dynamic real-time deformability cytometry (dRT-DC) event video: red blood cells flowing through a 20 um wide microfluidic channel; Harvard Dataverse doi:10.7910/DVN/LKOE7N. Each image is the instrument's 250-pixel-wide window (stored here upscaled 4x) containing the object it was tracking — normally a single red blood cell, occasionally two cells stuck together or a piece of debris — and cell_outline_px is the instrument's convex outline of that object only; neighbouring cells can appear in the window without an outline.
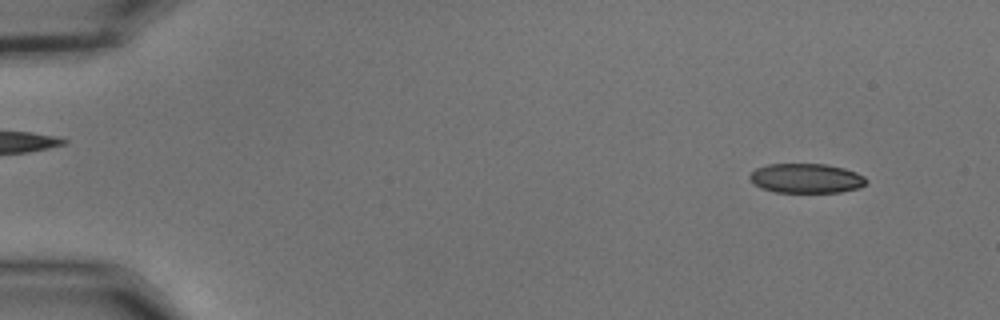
{"species": "common noctule bat (a hibernating species)", "species_latin": "Nyctalus noctula", "temperature_condition": "cold", "stored_images_in_passage": 55, "camera_frame_rate_fps": 3000, "um_per_image_px": 0.085, "animal": {"sex": "male", "body_mass_g": 15.6}, "frame": {"image": 1, "passage_image": 5, "time_ms": 1.333, "image_size_px": [1000, 320], "cell_outline_px": [[868, 180], [860, 188], [840, 192], [776, 192], [760, 188], [748, 176], [756, 168], [768, 164], [824, 164], [844, 168], [856, 172], [864, 176]], "centroid_in_image_um": [68.55, 15.15], "position_along_channel_um": 16.5, "area_um2": 20.0}}
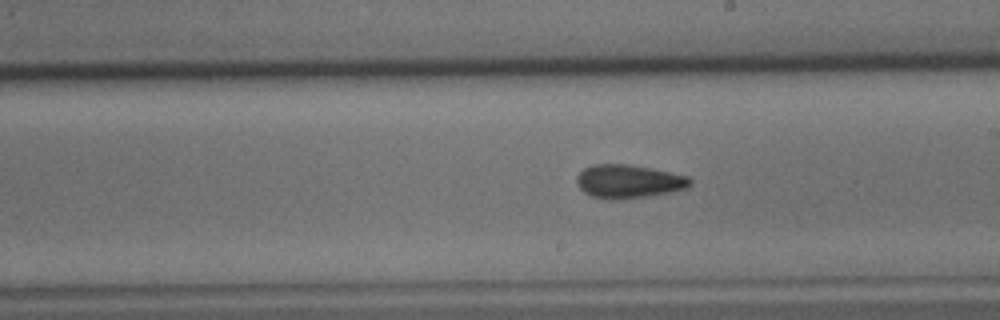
{"frame": {"image": 2, "passage_image": 32, "time_ms": 10.333, "image_size_px": [1000, 320], "cell_outline_px": [[692, 184], [688, 188], [668, 192], [644, 196], [592, 196], [584, 192], [580, 188], [576, 180], [576, 176], [584, 168], [592, 164], [628, 164], [652, 168], [688, 176], [692, 180]], "centroid_in_image_um": [53.46, 15.35], "position_along_channel_um": 235.5, "area_um2": 21.27}}
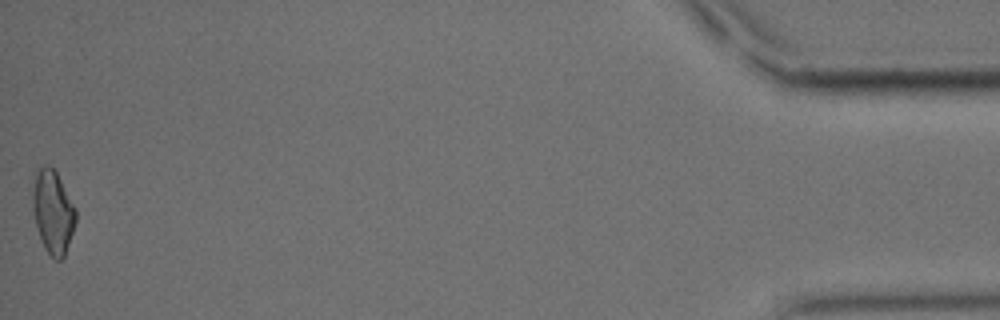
{"frame": {"image": 3, "passage_image": 55, "time_ms": 18.0, "image_size_px": [1000, 320], "cell_outline_px": [[76, 220], [64, 256], [60, 260], [56, 260], [44, 248], [32, 212], [32, 172], [44, 164], [48, 164], [56, 172], [76, 208]], "centroid_in_image_um": [4.45, 17.93], "position_along_channel_um": 430.7, "area_um2": 21.1}, "authors_computed_cell_mechanics": {"area_um2": 21.1548, "velocity_mm_per_s": 3.6862, "shape_relaxation_time_tau1_ms": 6.3859, "shape_relaxation_time_tau2_ms": 2.9465, "deformation_change_tau1": 0.1268, "deformation_change_tau2": 0.0976}}